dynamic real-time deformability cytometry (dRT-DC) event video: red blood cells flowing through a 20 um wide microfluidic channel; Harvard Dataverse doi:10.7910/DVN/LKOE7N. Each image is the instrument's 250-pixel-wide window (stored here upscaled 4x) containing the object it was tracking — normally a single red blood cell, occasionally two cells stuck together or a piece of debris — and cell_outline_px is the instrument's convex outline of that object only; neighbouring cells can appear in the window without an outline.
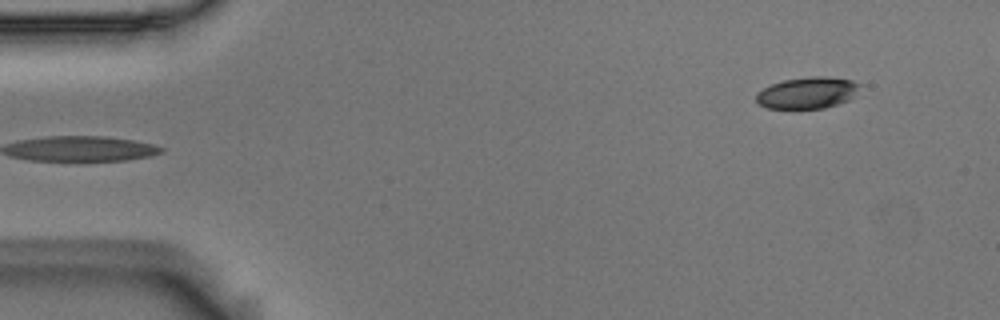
{"species": "Egyptian fruit bat (a non-hibernating species)", "species_latin": "Rousettus aegyptiacus", "temperature_condition": "room temperature", "stored_images_in_passage": 5, "camera_frame_rate_fps": 3000, "um_per_image_px": 0.085, "animal": {"sex": "male"}, "frame": {"image": 1, "passage_image": 5, "time_ms": 1.333, "image_size_px": [1000, 320], "cell_outline_px": [[864, 84], [848, 100], [824, 108], [764, 108], [756, 100], [756, 92], [772, 84], [784, 80], [808, 76], [828, 76], [852, 80]], "centroid_in_image_um": [68.65, 7.87], "position_along_channel_um": 16.4, "area_um2": 19.07}}